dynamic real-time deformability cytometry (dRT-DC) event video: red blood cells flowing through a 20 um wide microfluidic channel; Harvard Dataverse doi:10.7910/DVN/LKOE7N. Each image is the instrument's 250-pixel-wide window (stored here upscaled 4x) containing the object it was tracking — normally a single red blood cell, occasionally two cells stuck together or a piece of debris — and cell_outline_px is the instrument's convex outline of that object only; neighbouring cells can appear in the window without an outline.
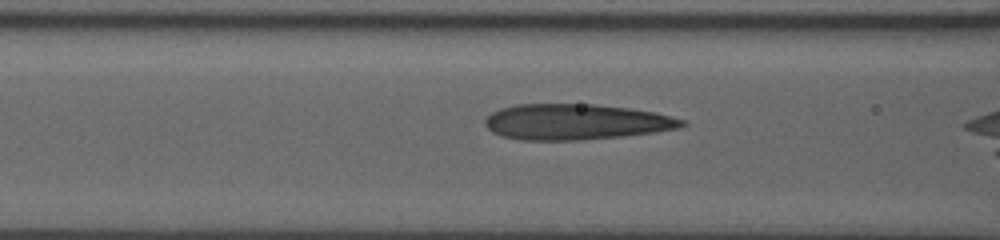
{"species": "human", "species_latin": "Homo sapiens", "temperature_condition": "room temperature", "stored_images_in_passage": 30, "camera_frame_rate_fps": 3000, "um_per_image_px": 0.085, "donor": {"sex": "male"}, "frame": {"image": 1, "passage_image": 8, "time_ms": 2.333, "image_size_px": [1000, 240], "cell_outline_px": [[688, 124], [680, 128], [652, 132], [620, 136], [580, 140], [520, 140], [500, 136], [492, 132], [484, 124], [484, 120], [492, 112], [500, 108], [516, 104], [596, 104], [632, 108], [656, 112], [672, 116], [684, 120]], "centroid_in_image_um": [48.94, 10.35], "position_along_channel_um": 117.7, "area_um2": 41.21}}
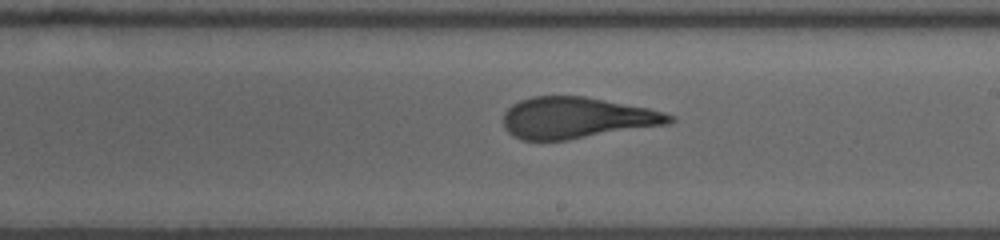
{"frame": {"image": 2, "passage_image": 18, "time_ms": 5.667, "image_size_px": [1000, 240], "cell_outline_px": [[676, 120], [668, 124], [568, 140], [524, 140], [512, 136], [504, 128], [504, 112], [512, 104], [520, 100], [532, 96], [584, 96], [648, 108], [664, 112], [676, 116]], "centroid_in_image_um": [49.02, 10.02], "position_along_channel_um": 240.0, "area_um2": 40.06}}
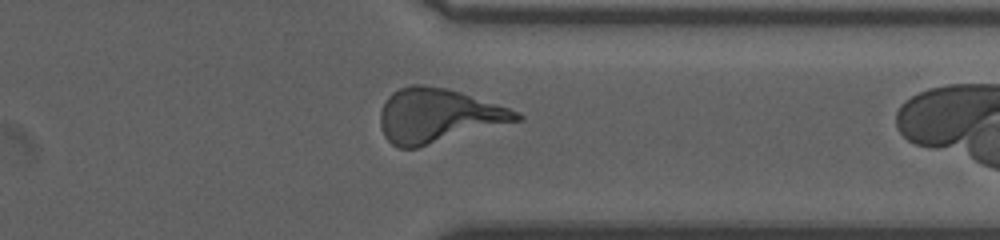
{"frame": {"image": 3, "passage_image": 29, "time_ms": 9.333, "image_size_px": [1000, 240], "cell_outline_px": [[524, 120], [416, 148], [400, 148], [392, 144], [384, 136], [380, 124], [380, 112], [388, 96], [392, 92], [400, 88], [412, 84], [424, 84], [448, 88], [520, 112], [524, 116]], "centroid_in_image_um": [37.25, 9.83], "position_along_channel_um": 374.2, "area_um2": 43.06}}